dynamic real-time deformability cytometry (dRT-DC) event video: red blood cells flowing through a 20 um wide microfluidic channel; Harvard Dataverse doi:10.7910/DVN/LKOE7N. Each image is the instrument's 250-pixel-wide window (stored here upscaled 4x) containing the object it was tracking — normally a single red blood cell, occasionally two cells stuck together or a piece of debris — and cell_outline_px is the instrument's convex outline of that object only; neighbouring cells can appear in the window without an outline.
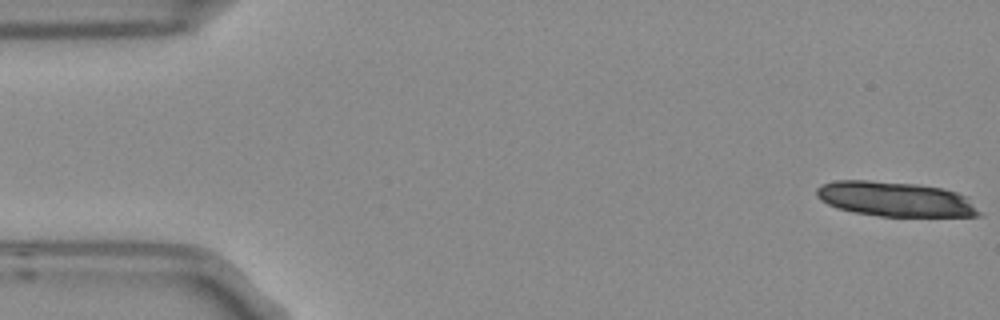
{"species": "Egyptian fruit bat (a non-hibernating species)", "species_latin": "Rousettus aegyptiacus", "temperature_condition": "room temperature", "stored_images_in_passage": 5, "camera_frame_rate_fps": 3000, "um_per_image_px": 0.085, "frame": {"image": 1, "passage_image": 1, "time_ms": 0.0, "image_size_px": [1000, 320], "cell_outline_px": [[984, 216], [880, 216], [852, 212], [836, 208], [820, 200], [816, 196], [816, 188], [820, 184], [836, 180], [868, 180], [920, 184], [944, 188], [968, 196], [984, 212]], "centroid_in_image_um": [76.15, 16.92], "position_along_channel_um": 8.9, "area_um2": 33.64}}